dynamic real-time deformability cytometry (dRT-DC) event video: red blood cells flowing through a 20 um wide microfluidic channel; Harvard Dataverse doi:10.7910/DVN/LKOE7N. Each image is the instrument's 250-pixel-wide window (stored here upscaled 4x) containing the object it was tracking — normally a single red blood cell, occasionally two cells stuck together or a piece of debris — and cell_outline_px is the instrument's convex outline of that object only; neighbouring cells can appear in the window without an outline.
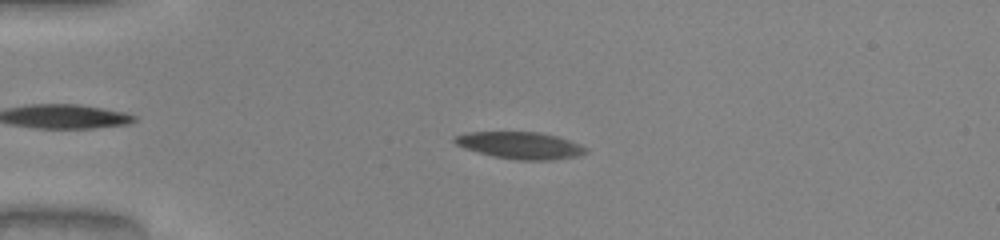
{"species": "common noctule bat (a hibernating species)", "species_latin": "Nyctalus noctula", "temperature_condition": "warm", "stored_images_in_passage": 48, "camera_frame_rate_fps": 3000, "um_per_image_px": 0.085, "animal": {"sex": "male", "body_mass_g": 20.0, "forearm_length_mm": 53.3}, "frame": {"image": 1, "passage_image": 14, "time_ms": 4.333, "image_size_px": [1000, 240], "cell_outline_px": [[588, 152], [580, 156], [552, 160], [520, 160], [492, 156], [456, 144], [452, 140], [456, 136], [468, 132], [540, 132], [560, 136], [580, 144], [588, 148]], "centroid_in_image_um": [44.32, 12.35], "position_along_channel_um": 40.7, "area_um2": 20.63}}
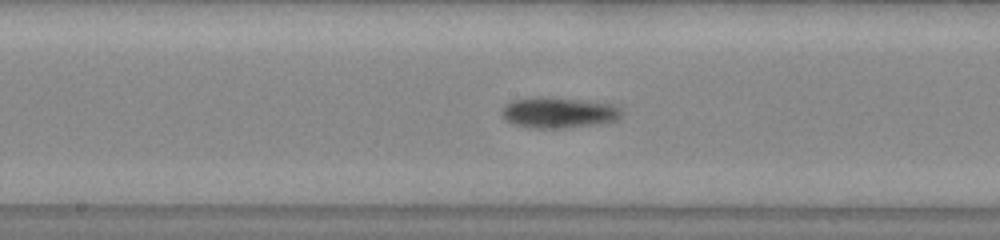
{"frame": {"image": 2, "passage_image": 29, "time_ms": 9.333, "image_size_px": [1000, 240], "cell_outline_px": [[620, 116], [616, 120], [600, 124], [568, 128], [532, 128], [512, 124], [500, 112], [504, 104], [512, 100], [536, 96], [540, 96], [576, 100], [604, 104], [620, 108]], "centroid_in_image_um": [47.39, 9.59], "position_along_channel_um": 200.8, "area_um2": 21.21}}
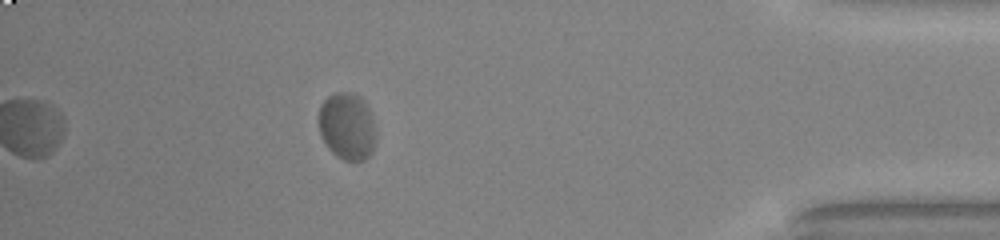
{"frame": {"image": 3, "passage_image": 48, "time_ms": 15.667, "image_size_px": [1000, 240], "cell_outline_px": [[376, 144], [372, 152], [364, 160], [344, 160], [336, 156], [324, 144], [320, 136], [320, 104], [328, 96], [336, 92], [352, 92], [360, 96], [364, 100], [372, 116], [376, 136]], "centroid_in_image_um": [29.52, 10.74], "position_along_channel_um": 405.7, "area_um2": 22.6}, "authors_computed_cell_mechanics": {"area_um2": 21.1837, "velocity_mm_per_s": 3.9299, "shape_relaxation_time_tau1_ms": 3.5418, "shape_relaxation_time_tau2_ms": null, "deformation_change_tau1": 0.1375, "deformation_change_tau2": null}}